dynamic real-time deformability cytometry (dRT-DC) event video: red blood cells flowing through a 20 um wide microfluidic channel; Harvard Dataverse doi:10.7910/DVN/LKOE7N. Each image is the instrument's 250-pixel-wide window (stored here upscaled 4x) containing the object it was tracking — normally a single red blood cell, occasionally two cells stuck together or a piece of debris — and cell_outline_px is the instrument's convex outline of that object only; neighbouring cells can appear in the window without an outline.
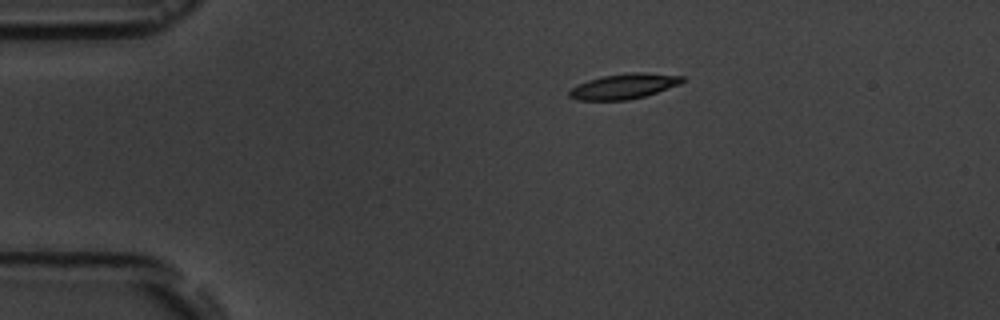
{"species": "common noctule bat (a hibernating species)", "species_latin": "Nyctalus noctula", "temperature_condition": "room temperature", "stored_images_in_passage": 14, "camera_frame_rate_fps": 3000, "um_per_image_px": 0.085, "animal": {"sex": "male", "body_mass_g": 19.5, "forearm_length_mm": 54.6}, "frame": {"image": 1, "passage_image": 1, "time_ms": 0.0, "image_size_px": [1000, 320], "cell_outline_px": [[684, 80], [680, 84], [644, 96], [628, 100], [576, 100], [568, 96], [568, 92], [576, 84], [588, 80], [604, 76], [628, 72], [644, 72], [684, 76]], "centroid_in_image_um": [53.01, 7.33], "position_along_channel_um": 32.0, "area_um2": 16.59}}
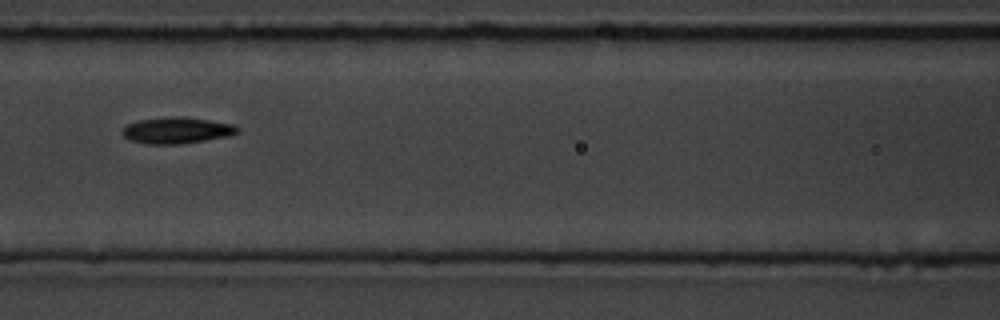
{"frame": {"image": 2, "passage_image": 5, "time_ms": 4.667, "image_size_px": [1000, 320], "cell_outline_px": [[240, 132], [232, 136], [180, 144], [144, 144], [128, 140], [120, 132], [128, 124], [140, 120], [172, 116], [184, 116], [236, 124], [240, 128]], "centroid_in_image_um": [15.09, 11.08], "position_along_channel_um": 151.5, "area_um2": 18.03}}
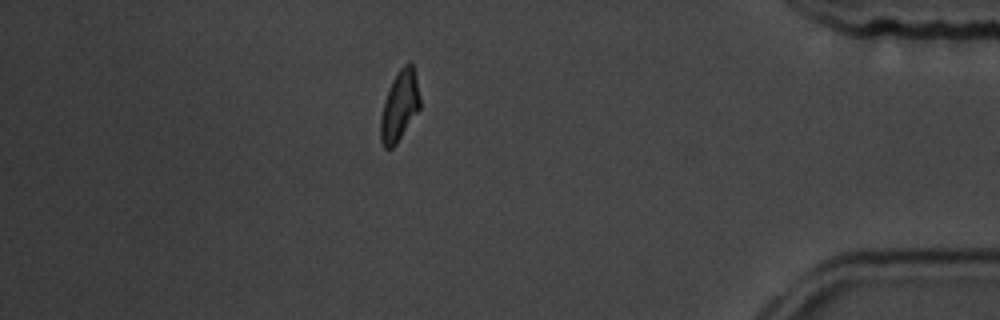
{"frame": {"image": 3, "passage_image": 12, "time_ms": 12.667, "image_size_px": [1000, 320], "cell_outline_px": [[420, 108], [396, 144], [392, 148], [384, 148], [380, 140], [380, 120], [384, 104], [392, 80], [396, 72], [408, 60], [412, 64], [420, 96]], "centroid_in_image_um": [33.96, 9.0], "position_along_channel_um": 401.2, "area_um2": 15.9}, "authors_computed_cell_mechanics": {"area_um2": 16.7331, "velocity_mm_per_s": 3.6316, "shape_relaxation_time_tau1_ms": 2.6451, "shape_relaxation_time_tau2_ms": 4.6695, "deformation_change_tau1": 0.1047, "deformation_change_tau2": 0.1033}}